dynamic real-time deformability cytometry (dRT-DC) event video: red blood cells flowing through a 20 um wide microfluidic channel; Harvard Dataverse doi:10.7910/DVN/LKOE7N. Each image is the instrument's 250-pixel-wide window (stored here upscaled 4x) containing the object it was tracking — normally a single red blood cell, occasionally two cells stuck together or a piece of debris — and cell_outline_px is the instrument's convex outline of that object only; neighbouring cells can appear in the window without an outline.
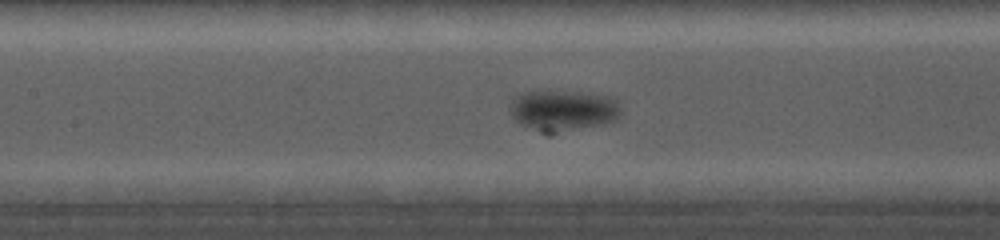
{"species": "common noctule bat (a hibernating species)", "species_latin": "Nyctalus noctula", "temperature_condition": "cold", "stored_images_in_passage": 36, "camera_frame_rate_fps": 5000, "um_per_image_px": 0.085, "animal": {"sex": "female", "body_mass_g": 19.0, "forearm_length_mm": 56.7}, "frame": {"image": 1, "passage_image": 18, "time_ms": 9.0, "image_size_px": [1000, 240], "cell_outline_px": [[620, 116], [616, 120], [552, 136], [548, 136], [516, 120], [512, 116], [512, 100], [520, 92], [532, 88], [536, 88], [592, 92], [608, 96], [616, 100], [620, 108]], "centroid_in_image_um": [47.85, 9.35], "position_along_channel_um": 159.5, "area_um2": 27.69}}
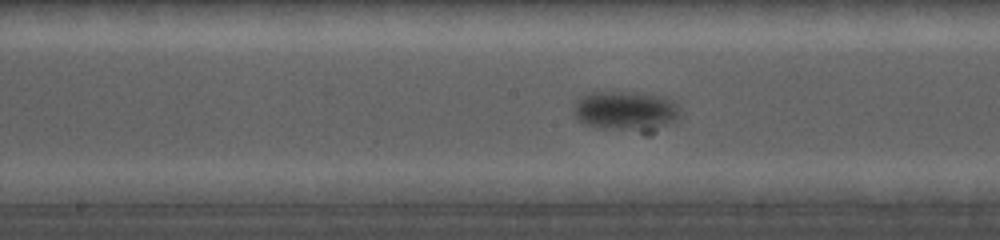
{"frame": {"image": 2, "passage_image": 21, "time_ms": 10.0, "image_size_px": [1000, 240], "cell_outline_px": [[680, 116], [676, 120], [648, 136], [644, 136], [584, 124], [572, 112], [572, 104], [580, 96], [592, 92], [636, 92], [664, 96], [672, 100], [676, 104], [680, 112]], "centroid_in_image_um": [53.23, 9.49], "position_along_channel_um": 195.0, "area_um2": 25.89}}